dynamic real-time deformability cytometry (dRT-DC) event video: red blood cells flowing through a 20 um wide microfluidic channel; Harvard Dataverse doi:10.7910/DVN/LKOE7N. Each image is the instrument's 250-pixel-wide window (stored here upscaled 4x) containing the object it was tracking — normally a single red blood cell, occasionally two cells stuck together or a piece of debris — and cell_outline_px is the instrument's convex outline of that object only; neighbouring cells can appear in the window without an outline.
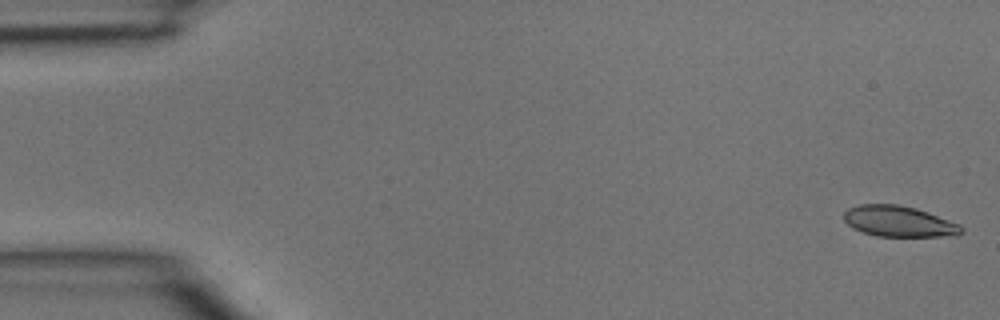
{"species": "common noctule bat (a hibernating species)", "species_latin": "Nyctalus noctula", "temperature_condition": "room temperature", "stored_images_in_passage": 4, "camera_frame_rate_fps": 3000, "um_per_image_px": 0.085, "animal": {"sex": "male", "body_mass_g": 15.6}, "frame": {"image": 1, "passage_image": 1, "time_ms": 0.0, "image_size_px": [1000, 320], "cell_outline_px": [[964, 232], [956, 236], [876, 236], [852, 228], [844, 220], [844, 212], [848, 208], [860, 204], [896, 204], [916, 208], [928, 212], [960, 224], [964, 228]], "centroid_in_image_um": [76.43, 18.82], "position_along_channel_um": 8.6, "area_um2": 21.21}}
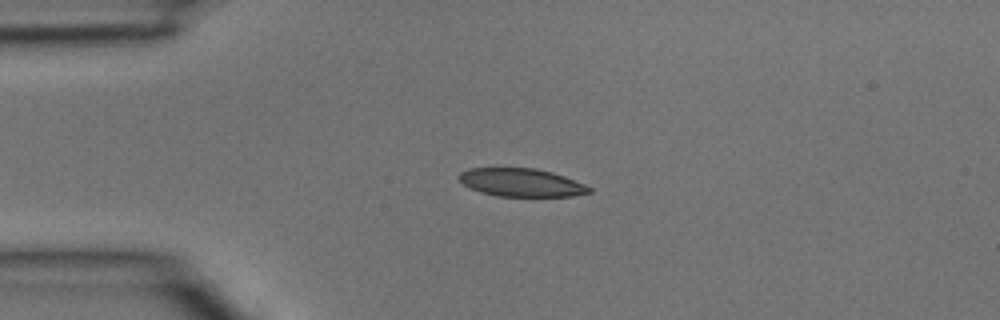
{"frame": {"image": 2, "passage_image": 3, "time_ms": 0.667, "image_size_px": [1000, 320], "cell_outline_px": [[592, 192], [572, 196], [496, 196], [480, 192], [464, 184], [460, 180], [460, 172], [468, 168], [536, 168], [552, 172], [564, 176], [584, 184], [592, 188]], "centroid_in_image_um": [44.33, 15.51], "position_along_channel_um": 40.7, "area_um2": 21.21}}
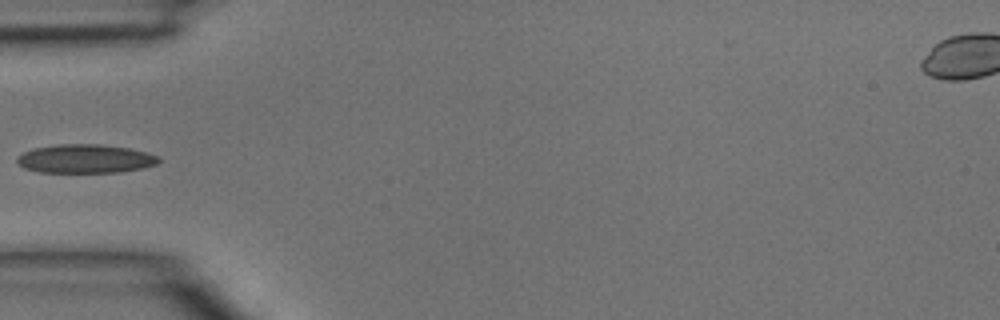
{"frame": {"image": 3, "passage_image": 4, "time_ms": 1.0, "image_size_px": [1000, 320], "cell_outline_px": [[160, 160], [156, 164], [144, 168], [120, 172], [40, 172], [24, 168], [16, 160], [16, 156], [32, 148], [56, 144], [100, 144], [128, 148], [148, 152], [160, 156]], "centroid_in_image_um": [7.26, 13.49], "position_along_channel_um": 77.7, "area_um2": 23.87}}